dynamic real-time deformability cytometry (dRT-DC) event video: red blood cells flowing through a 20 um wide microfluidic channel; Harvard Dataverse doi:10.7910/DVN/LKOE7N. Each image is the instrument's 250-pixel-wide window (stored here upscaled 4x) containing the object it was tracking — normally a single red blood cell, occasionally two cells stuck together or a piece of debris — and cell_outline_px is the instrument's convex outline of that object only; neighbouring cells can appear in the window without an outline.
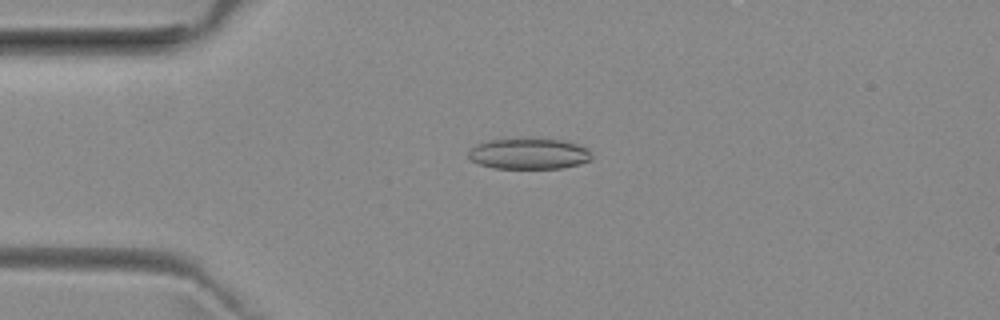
{"species": "common noctule bat (a hibernating species)", "species_latin": "Nyctalus noctula", "temperature_condition": "room temperature", "stored_images_in_passage": 51, "camera_frame_rate_fps": 3000, "um_per_image_px": 0.085, "animal": {"sex": "female", "body_mass_g": 29.2, "forearm_length_mm": 56.3}, "frame": {"image": 1, "passage_image": 12, "time_ms": 3.667, "image_size_px": [1000, 320], "cell_outline_px": [[592, 160], [580, 164], [564, 168], [492, 168], [480, 164], [472, 160], [468, 156], [468, 152], [476, 144], [488, 140], [564, 140], [588, 148], [592, 156]], "centroid_in_image_um": [44.99, 13.09], "position_along_channel_um": 40.0, "area_um2": 21.85}}
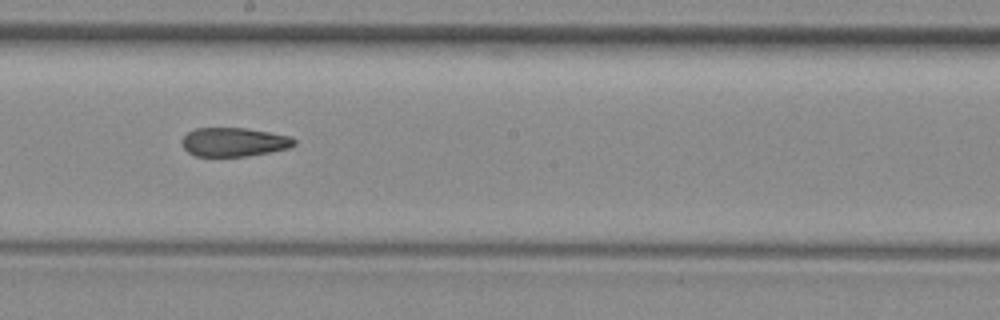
{"frame": {"image": 2, "passage_image": 28, "time_ms": 9.0, "image_size_px": [1000, 320], "cell_outline_px": [[296, 144], [288, 148], [268, 152], [244, 156], [196, 156], [188, 152], [184, 148], [180, 140], [188, 132], [196, 128], [244, 128], [292, 136], [296, 140]], "centroid_in_image_um": [19.87, 12.07], "position_along_channel_um": 228.3, "area_um2": 18.79}}
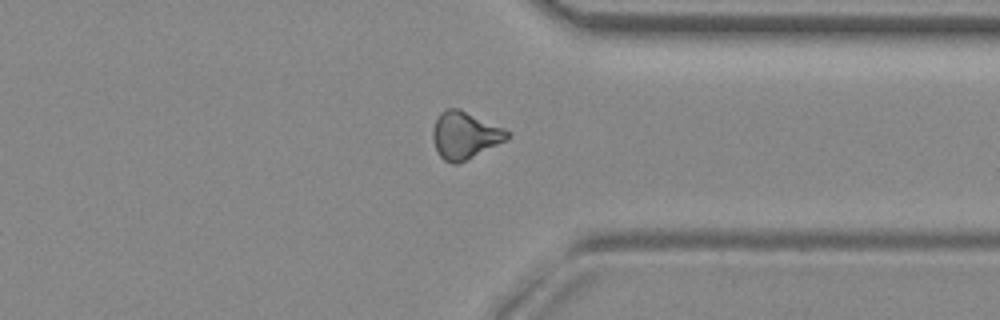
{"frame": {"image": 3, "passage_image": 39, "time_ms": 12.667, "image_size_px": [1000, 320], "cell_outline_px": [[512, 132], [508, 140], [456, 164], [452, 164], [444, 160], [436, 152], [432, 136], [432, 132], [436, 120], [440, 112], [448, 108], [460, 108], [504, 128]], "centroid_in_image_um": [39.52, 11.49], "position_along_channel_um": 371.9, "area_um2": 20.58}, "authors_computed_cell_mechanics": {"area_um2": 20.4034, "velocity_mm_per_s": 3.9999, "shape_relaxation_time_tau1_ms": null, "shape_relaxation_time_tau2_ms": 2.8187, "deformation_change_tau1": null, "deformation_change_tau2": 0.1047}}